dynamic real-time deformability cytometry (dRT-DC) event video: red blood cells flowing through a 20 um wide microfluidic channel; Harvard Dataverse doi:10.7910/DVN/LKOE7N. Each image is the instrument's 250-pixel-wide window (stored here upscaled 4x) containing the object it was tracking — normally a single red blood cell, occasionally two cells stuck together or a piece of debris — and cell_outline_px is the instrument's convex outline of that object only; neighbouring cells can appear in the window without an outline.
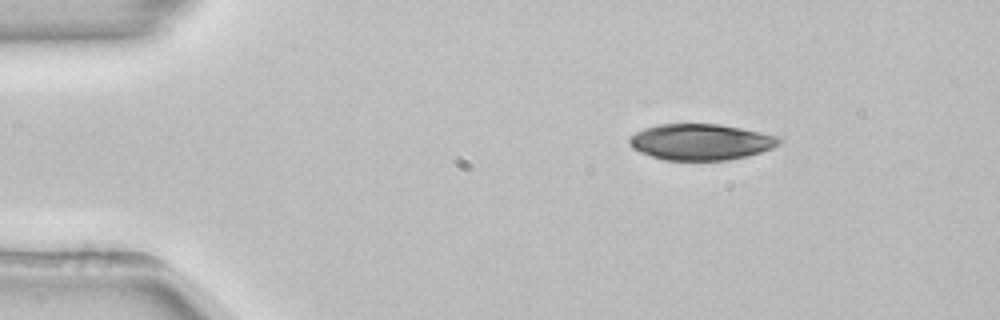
{"species": "common noctule bat (a hibernating species)", "species_latin": "Nyctalus noctula", "temperature_condition": "room temperature", "stored_images_in_passage": 46, "camera_frame_rate_fps": 3000, "um_per_image_px": 0.085, "animal": {"sex": "female", "body_mass_g": 22.7, "forearm_length_mm": 54.2}, "frame": {"image": 1, "passage_image": 1, "time_ms": 0.0, "image_size_px": [1000, 320], "cell_outline_px": [[784, 140], [780, 144], [772, 148], [748, 156], [728, 160], [664, 160], [640, 152], [632, 148], [628, 144], [628, 140], [636, 132], [644, 128], [660, 124], [720, 124], [780, 136]], "centroid_in_image_um": [59.59, 12.07], "position_along_channel_um": 25.4, "area_um2": 31.62}}